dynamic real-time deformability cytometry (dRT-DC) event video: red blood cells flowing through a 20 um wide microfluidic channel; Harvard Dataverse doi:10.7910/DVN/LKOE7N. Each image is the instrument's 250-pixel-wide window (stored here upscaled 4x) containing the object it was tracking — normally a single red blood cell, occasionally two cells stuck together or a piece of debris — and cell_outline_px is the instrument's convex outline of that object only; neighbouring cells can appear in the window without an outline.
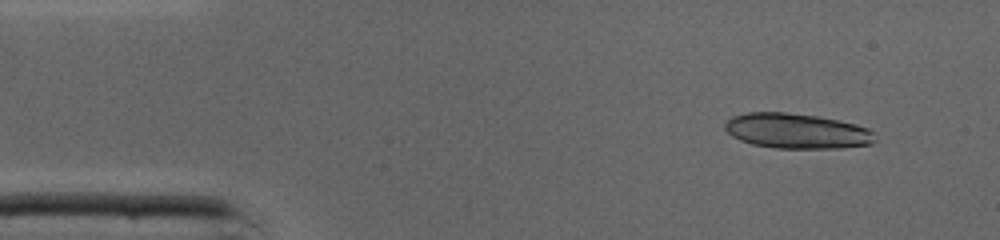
{"species": "common noctule bat (a hibernating species)", "species_latin": "Nyctalus noctula", "temperature_condition": "cold", "stored_images_in_passage": 8, "camera_frame_rate_fps": 3000, "um_per_image_px": 0.085, "animal": {"sex": "male", "body_mass_g": 19.0, "forearm_length_mm": 50.8}, "frame": {"image": 1, "passage_image": 3, "time_ms": 0.667, "image_size_px": [1000, 240], "cell_outline_px": [[876, 140], [872, 144], [840, 148], [776, 148], [752, 144], [740, 140], [732, 136], [724, 128], [724, 124], [732, 116], [748, 112], [784, 112], [816, 116], [856, 124], [868, 128], [872, 132]], "centroid_in_image_um": [67.71, 11.14], "position_along_channel_um": 17.3, "area_um2": 30.63}}